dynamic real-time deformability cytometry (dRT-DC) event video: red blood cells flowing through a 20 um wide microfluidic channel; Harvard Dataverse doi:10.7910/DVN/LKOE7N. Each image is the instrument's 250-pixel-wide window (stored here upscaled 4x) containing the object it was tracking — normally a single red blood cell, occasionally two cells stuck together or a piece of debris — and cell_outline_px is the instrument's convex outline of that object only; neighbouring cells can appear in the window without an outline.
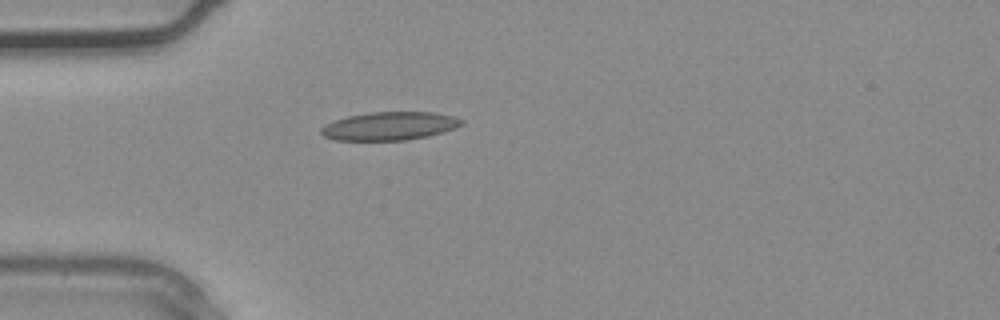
{"species": "common noctule bat (a hibernating species)", "species_latin": "Nyctalus noctula", "temperature_condition": "warm", "stored_images_in_passage": 2, "camera_frame_rate_fps": 3000, "um_per_image_px": 0.085, "animal": {"sex": "male", "body_mass_g": 20.4}, "frame": {"image": 1, "passage_image": 2, "time_ms": 0.333, "image_size_px": [1000, 320], "cell_outline_px": [[464, 124], [456, 128], [444, 132], [428, 136], [404, 140], [336, 140], [324, 136], [320, 132], [320, 128], [336, 120], [348, 116], [368, 112], [432, 112], [452, 116], [464, 120]], "centroid_in_image_um": [33.15, 10.71], "position_along_channel_um": 51.9, "area_um2": 23.06}}